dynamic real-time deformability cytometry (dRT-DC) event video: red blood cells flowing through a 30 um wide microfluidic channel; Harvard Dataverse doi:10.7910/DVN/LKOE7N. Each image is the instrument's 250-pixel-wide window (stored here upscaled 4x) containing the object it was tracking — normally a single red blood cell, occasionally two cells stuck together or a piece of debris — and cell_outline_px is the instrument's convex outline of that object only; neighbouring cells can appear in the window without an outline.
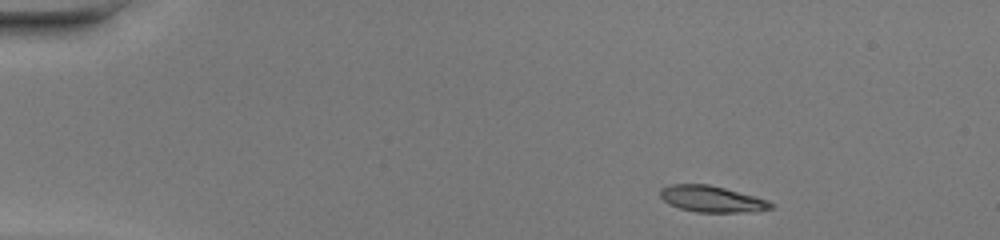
{"species": "common noctule bat (a hibernating species)", "species_latin": "Nyctalus noctula", "temperature_condition": "warm", "stored_images_in_passage": 42, "camera_frame_rate_fps": 3000, "um_per_image_px": 0.085, "animal": {"sex": "female", "body_mass_g": 20.0, "forearm_length_mm": 54.0}, "frame": {"image": 1, "passage_image": 1, "time_ms": 0.0, "image_size_px": [1000, 240], "cell_outline_px": [[776, 208], [756, 212], [696, 212], [680, 208], [668, 204], [660, 196], [660, 188], [672, 184], [708, 184], [756, 196], [768, 200], [776, 204]], "centroid_in_image_um": [60.57, 16.92], "position_along_channel_um": 24.4, "area_um2": 17.22}}
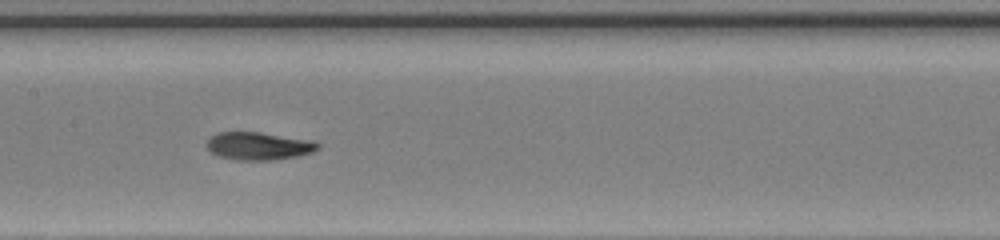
{"frame": {"image": 2, "passage_image": 19, "time_ms": 6.0, "image_size_px": [1000, 240], "cell_outline_px": [[320, 148], [312, 152], [296, 156], [272, 160], [236, 160], [220, 156], [212, 152], [204, 144], [216, 132], [260, 132], [316, 140], [320, 144]], "centroid_in_image_um": [22.02, 12.4], "position_along_channel_um": 185.4, "area_um2": 18.15}}
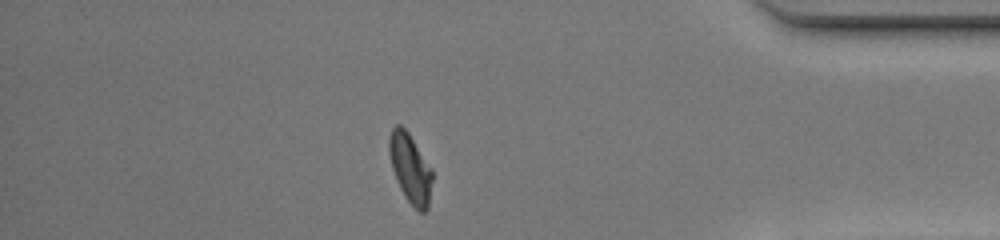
{"frame": {"image": 3, "passage_image": 36, "time_ms": 11.667, "image_size_px": [1000, 240], "cell_outline_px": [[432, 180], [428, 208], [424, 212], [420, 212], [404, 196], [396, 180], [392, 168], [388, 152], [388, 136], [392, 128], [396, 124], [400, 124], [408, 132], [432, 168]], "centroid_in_image_um": [34.85, 14.27], "position_along_channel_um": 400.3, "area_um2": 17.46}, "authors_computed_cell_mechanics": {"area_um2": 17.6579, "velocity_mm_per_s": 4.3255, "shape_relaxation_time_tau1_ms": 4.782, "shape_relaxation_time_tau2_ms": 2.0629, "deformation_change_tau1": 0.2323, "deformation_change_tau2": 0.0551}}